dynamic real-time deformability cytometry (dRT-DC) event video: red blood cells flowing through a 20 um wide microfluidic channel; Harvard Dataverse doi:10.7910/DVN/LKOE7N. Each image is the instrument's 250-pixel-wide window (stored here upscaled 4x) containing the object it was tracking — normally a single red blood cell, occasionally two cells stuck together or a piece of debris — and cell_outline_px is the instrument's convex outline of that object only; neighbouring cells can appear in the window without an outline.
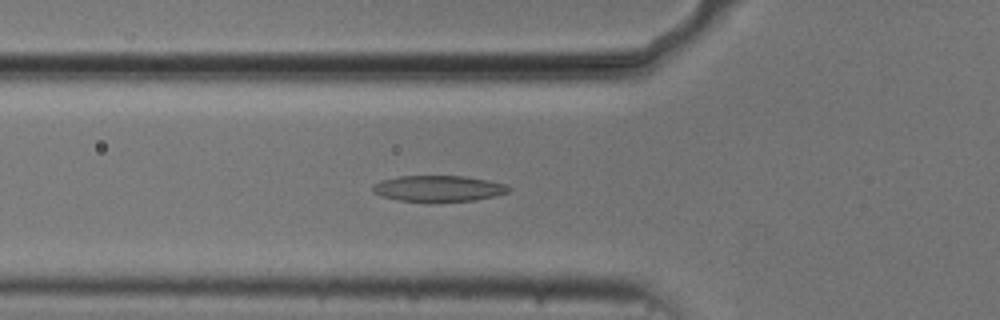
{"species": "common noctule bat (a hibernating species)", "species_latin": "Nyctalus noctula", "temperature_condition": "cold", "stored_images_in_passage": 54, "camera_frame_rate_fps": 3000, "um_per_image_px": 0.085, "animal": {"sex": "male", "body_mass_g": 20.5, "forearm_length_mm": 52.5}, "frame": {"image": 1, "passage_image": 19, "time_ms": 6.0, "image_size_px": [1000, 320], "cell_outline_px": [[512, 188], [508, 192], [496, 196], [472, 200], [428, 204], [400, 200], [380, 196], [372, 192], [372, 184], [380, 180], [396, 176], [464, 176], [488, 180], [504, 184]], "centroid_in_image_um": [37.21, 16.05], "position_along_channel_um": 88.6, "area_um2": 21.33}}
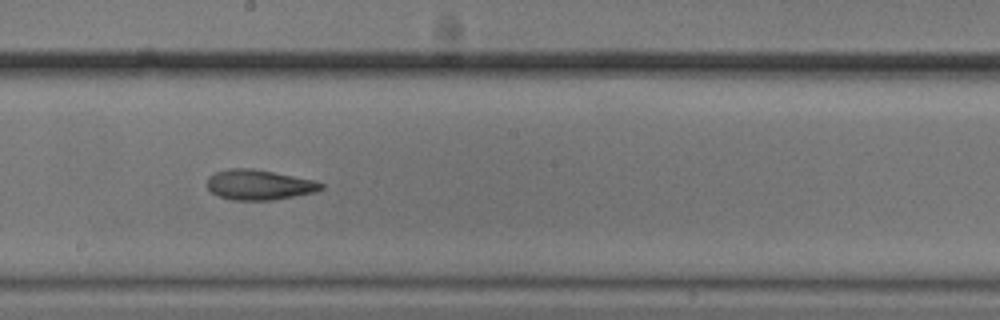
{"frame": {"image": 2, "passage_image": 30, "time_ms": 9.667, "image_size_px": [1000, 320], "cell_outline_px": [[324, 188], [316, 192], [272, 200], [232, 200], [216, 196], [208, 188], [208, 176], [216, 172], [228, 168], [252, 168], [316, 180], [324, 184]], "centroid_in_image_um": [22.03, 15.71], "position_along_channel_um": 226.2, "area_um2": 20.17}}
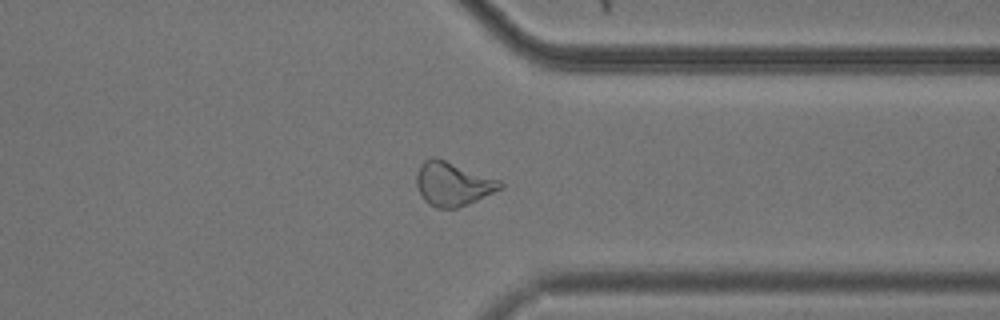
{"frame": {"image": 3, "passage_image": 42, "time_ms": 13.667, "image_size_px": [1000, 320], "cell_outline_px": [[504, 188], [468, 204], [456, 208], [436, 208], [428, 204], [424, 200], [416, 184], [416, 176], [420, 164], [424, 160], [432, 156], [436, 156], [500, 180], [504, 184]], "centroid_in_image_um": [38.49, 15.62], "position_along_channel_um": 372.9, "area_um2": 21.56}, "authors_computed_cell_mechanics": {"area_um2": 21.4727, "velocity_mm_per_s": 3.7269, "shape_relaxation_time_tau1_ms": 10.5794, "shape_relaxation_time_tau2_ms": 3.5186, "deformation_change_tau1": 0.2512, "deformation_change_tau2": 0.1153}}